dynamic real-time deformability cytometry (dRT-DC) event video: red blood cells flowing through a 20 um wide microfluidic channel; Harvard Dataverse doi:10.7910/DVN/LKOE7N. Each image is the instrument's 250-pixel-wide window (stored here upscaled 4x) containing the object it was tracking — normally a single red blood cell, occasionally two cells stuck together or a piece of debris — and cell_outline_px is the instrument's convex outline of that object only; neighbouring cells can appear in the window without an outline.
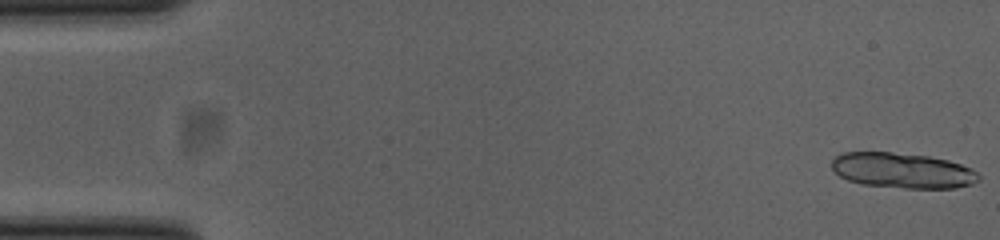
{"species": "common noctule bat (a hibernating species)", "species_latin": "Nyctalus noctula", "temperature_condition": "cold", "stored_images_in_passage": 52, "camera_frame_rate_fps": 3000, "um_per_image_px": 0.085, "animal": {"sex": "female", "body_mass_g": 23.0, "forearm_length_mm": 53.4}, "frame": {"image": 1, "passage_image": 1, "time_ms": 0.0, "image_size_px": [1000, 240], "cell_outline_px": [[980, 180], [972, 184], [956, 188], [904, 188], [864, 184], [848, 180], [840, 176], [832, 168], [832, 160], [840, 152], [892, 152], [928, 156], [948, 160], [972, 168], [980, 176]], "centroid_in_image_um": [76.73, 14.49], "position_along_channel_um": 8.3, "area_um2": 30.29}}
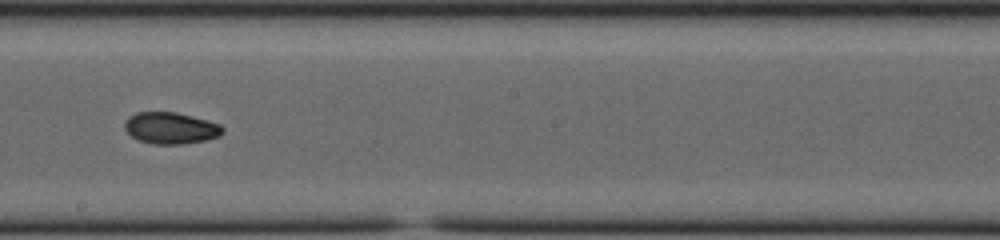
{"frame": {"image": 2, "passage_image": 30, "time_ms": 9.667, "image_size_px": [1000, 240], "cell_outline_px": [[224, 132], [220, 136], [204, 140], [184, 144], [152, 144], [140, 140], [132, 136], [124, 128], [124, 124], [128, 116], [136, 112], [176, 112], [208, 120], [220, 124], [224, 128]], "centroid_in_image_um": [14.52, 10.88], "position_along_channel_um": 233.7, "area_um2": 18.09}}
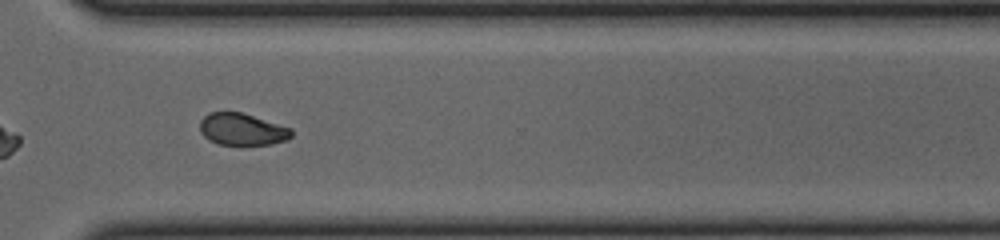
{"frame": {"image": 3, "passage_image": 39, "time_ms": 12.667, "image_size_px": [1000, 240], "cell_outline_px": [[292, 136], [288, 140], [268, 144], [216, 144], [208, 140], [200, 132], [200, 120], [208, 112], [240, 112], [292, 128]], "centroid_in_image_um": [20.56, 10.99], "position_along_channel_um": 350.0, "area_um2": 16.99}}